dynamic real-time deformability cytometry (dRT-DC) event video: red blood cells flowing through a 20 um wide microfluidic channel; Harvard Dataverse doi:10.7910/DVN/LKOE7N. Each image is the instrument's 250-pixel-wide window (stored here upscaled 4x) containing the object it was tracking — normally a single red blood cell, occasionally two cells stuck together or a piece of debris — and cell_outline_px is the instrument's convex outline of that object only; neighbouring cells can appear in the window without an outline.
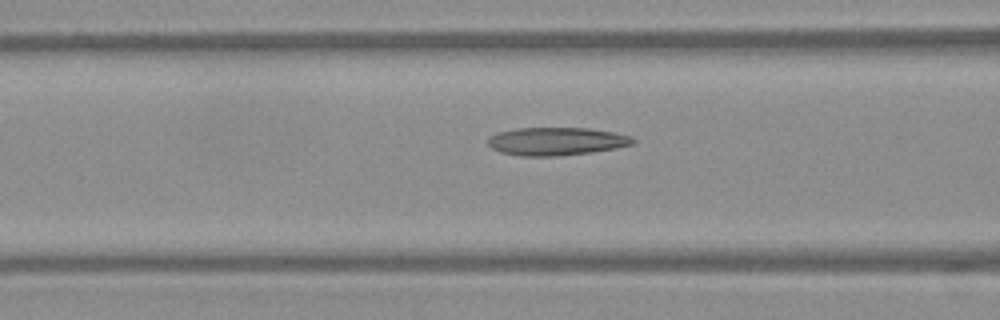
{"species": "Egyptian fruit bat (a non-hibernating species)", "species_latin": "Rousettus aegyptiacus", "temperature_condition": "warm", "stored_images_in_passage": 36, "camera_frame_rate_fps": 3000, "um_per_image_px": 0.085, "frame": {"image": 1, "passage_image": 15, "time_ms": 4.667, "image_size_px": [1000, 320], "cell_outline_px": [[636, 140], [632, 144], [616, 148], [592, 152], [556, 156], [520, 156], [500, 152], [492, 148], [488, 144], [488, 136], [496, 132], [516, 128], [588, 128], [612, 132], [632, 136]], "centroid_in_image_um": [47.26, 12.01], "position_along_channel_um": 119.3, "area_um2": 23.76}}
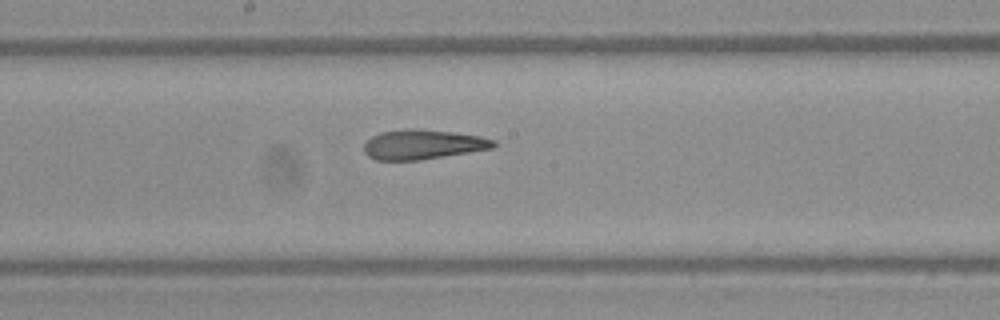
{"frame": {"image": 2, "passage_image": 22, "time_ms": 7.0, "image_size_px": [1000, 320], "cell_outline_px": [[496, 144], [492, 148], [420, 160], [376, 160], [368, 156], [364, 152], [364, 144], [372, 136], [380, 132], [404, 128], [416, 128], [452, 132], [480, 136], [496, 140]], "centroid_in_image_um": [35.91, 12.27], "position_along_channel_um": 212.3, "area_um2": 22.43}}
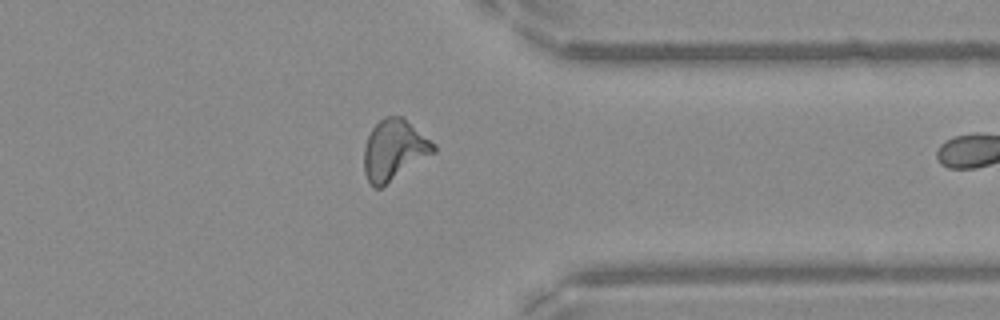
{"frame": {"image": 3, "passage_image": 35, "time_ms": 11.333, "image_size_px": [1000, 320], "cell_outline_px": [[436, 152], [380, 188], [372, 188], [364, 172], [364, 148], [368, 136], [372, 128], [384, 116], [404, 116], [436, 144]], "centroid_in_image_um": [33.52, 12.73], "position_along_channel_um": 377.9, "area_um2": 24.74}}